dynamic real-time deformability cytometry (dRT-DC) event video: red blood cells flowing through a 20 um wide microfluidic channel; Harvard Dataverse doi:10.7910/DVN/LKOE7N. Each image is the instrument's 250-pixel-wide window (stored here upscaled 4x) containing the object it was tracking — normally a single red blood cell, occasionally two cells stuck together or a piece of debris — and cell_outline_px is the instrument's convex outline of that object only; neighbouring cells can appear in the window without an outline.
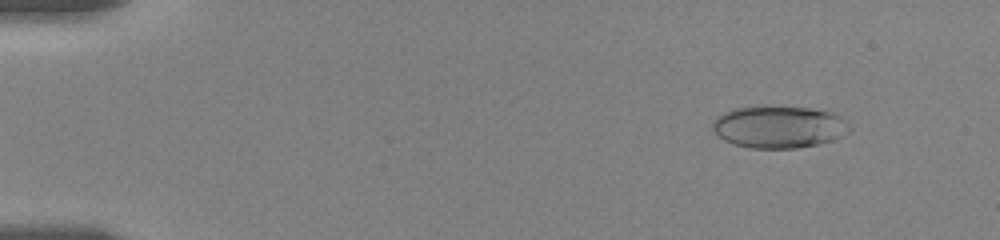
{"species": "human", "species_latin": "Homo sapiens", "temperature_condition": "room temperature", "stored_images_in_passage": 87, "camera_frame_rate_fps": 3000, "um_per_image_px": 0.085, "donor": {"sex": "female"}, "frame": {"image": 1, "passage_image": 10, "time_ms": 1.667, "image_size_px": [1000, 240], "cell_outline_px": [[852, 128], [848, 132], [832, 140], [816, 144], [796, 148], [748, 148], [724, 140], [716, 136], [712, 128], [712, 120], [716, 116], [732, 108], [768, 104], [812, 108], [828, 112], [840, 116], [848, 120]], "centroid_in_image_um": [66.17, 10.75], "position_along_channel_um": 18.8, "area_um2": 34.45}}
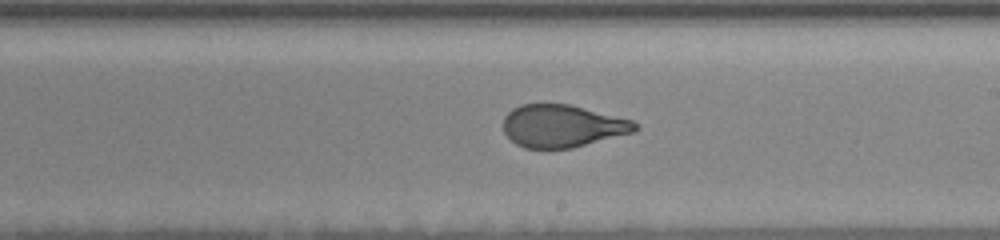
{"frame": {"image": 2, "passage_image": 44, "time_ms": 11.0, "image_size_px": [1000, 240], "cell_outline_px": [[640, 128], [636, 132], [572, 148], [524, 148], [516, 144], [504, 132], [504, 116], [512, 108], [520, 104], [568, 104], [632, 120], [640, 124]], "centroid_in_image_um": [47.83, 10.71], "position_along_channel_um": 241.2, "area_um2": 32.71}}
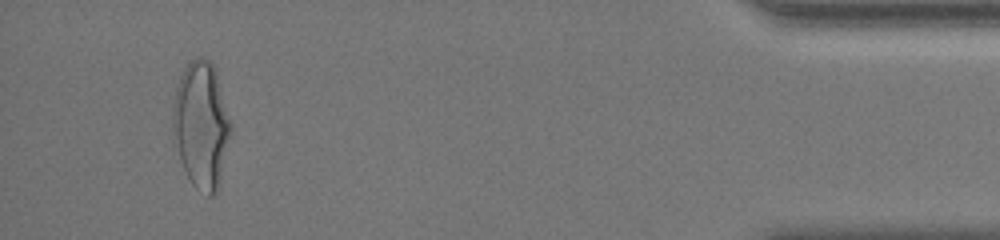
{"frame": {"image": 3, "passage_image": 83, "time_ms": 17.667, "image_size_px": [1000, 240], "cell_outline_px": [[232, 132], [216, 192], [212, 196], [208, 196], [196, 188], [192, 184], [180, 160], [172, 132], [172, 116], [176, 88], [180, 76], [188, 60], [196, 56], [200, 56], [208, 60], [216, 68], [232, 124]], "centroid_in_image_um": [17.12, 10.56], "position_along_channel_um": 418.1, "area_um2": 43.0}, "authors_computed_cell_mechanics": {"area_um2": 34.3332, "velocity_mm_per_s": 3.5506, "shape_relaxation_time_tau1_ms": 5.9033, "shape_relaxation_time_tau2_ms": null, "deformation_change_tau1": 0.1988, "deformation_change_tau2": null}}